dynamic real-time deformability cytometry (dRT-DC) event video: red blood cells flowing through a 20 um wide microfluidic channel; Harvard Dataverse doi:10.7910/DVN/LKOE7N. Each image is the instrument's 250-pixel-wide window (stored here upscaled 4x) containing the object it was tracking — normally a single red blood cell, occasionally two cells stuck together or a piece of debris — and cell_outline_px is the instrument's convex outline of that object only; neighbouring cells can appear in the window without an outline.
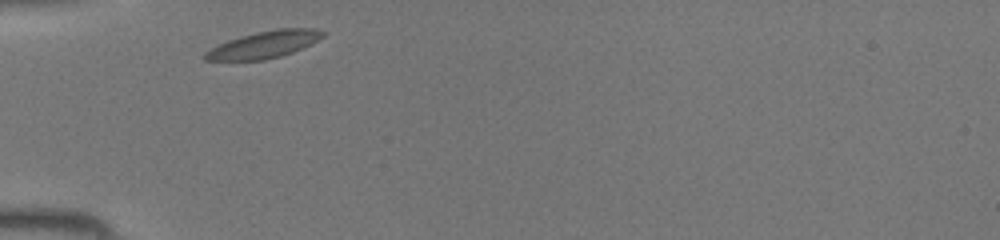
{"species": "common noctule bat (a hibernating species)", "species_latin": "Nyctalus noctula", "temperature_condition": "room temperature", "stored_images_in_passage": 25, "camera_frame_rate_fps": 3000, "um_per_image_px": 0.085, "animal": {"sex": "female", "body_mass_g": 19.5, "forearm_length_mm": 54.1}, "frame": {"image": 1, "passage_image": 1, "time_ms": 0.0, "image_size_px": [1000, 240], "cell_outline_px": [[324, 36], [292, 52], [280, 56], [264, 60], [204, 60], [204, 52], [228, 40], [240, 36], [256, 32], [276, 28], [316, 28], [324, 32]], "centroid_in_image_um": [22.43, 3.78], "position_along_channel_um": 62.6, "area_um2": 18.21}}
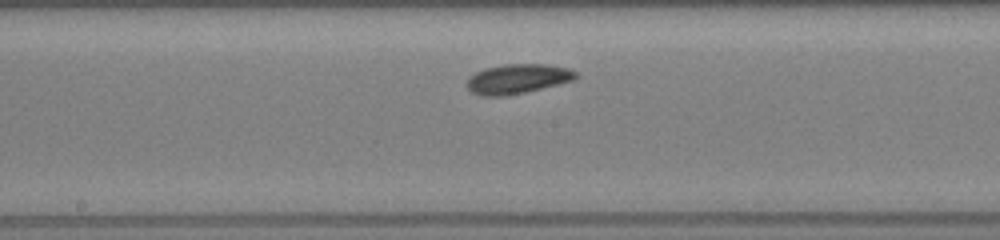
{"frame": {"image": 2, "passage_image": 11, "time_ms": 3.333, "image_size_px": [1000, 240], "cell_outline_px": [[576, 76], [572, 80], [524, 92], [504, 96], [484, 96], [472, 92], [464, 84], [468, 76], [484, 68], [504, 64], [548, 64], [568, 68], [576, 72]], "centroid_in_image_um": [43.91, 6.69], "position_along_channel_um": 204.3, "area_um2": 18.67}}
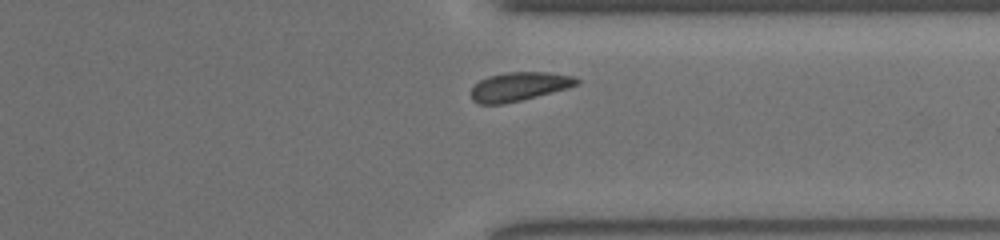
{"frame": {"image": 3, "passage_image": 22, "time_ms": 7.0, "image_size_px": [1000, 240], "cell_outline_px": [[580, 84], [568, 88], [504, 104], [480, 104], [472, 100], [472, 88], [480, 80], [488, 76], [504, 72], [548, 72], [576, 76], [580, 80]], "centroid_in_image_um": [44.16, 7.34], "position_along_channel_um": 367.2, "area_um2": 17.74}}